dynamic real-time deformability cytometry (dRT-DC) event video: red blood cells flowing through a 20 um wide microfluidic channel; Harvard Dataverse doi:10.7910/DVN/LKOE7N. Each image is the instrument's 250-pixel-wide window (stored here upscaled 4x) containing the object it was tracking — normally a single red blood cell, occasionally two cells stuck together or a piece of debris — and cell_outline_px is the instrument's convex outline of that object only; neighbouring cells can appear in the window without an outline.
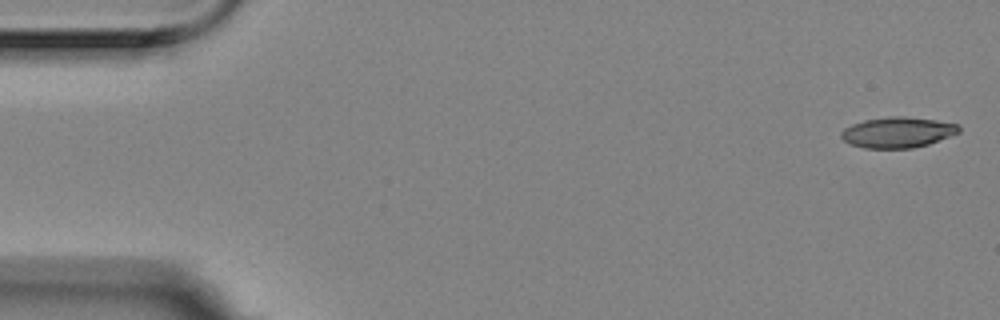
{"species": "Egyptian fruit bat (a non-hibernating species)", "species_latin": "Rousettus aegyptiacus", "temperature_condition": "room temperature", "stored_images_in_passage": 6, "camera_frame_rate_fps": 3000, "um_per_image_px": 0.085, "animal": {"sex": "female"}, "frame": {"image": 1, "passage_image": 1, "time_ms": 0.0, "image_size_px": [1000, 320], "cell_outline_px": [[960, 132], [928, 144], [912, 148], [864, 148], [848, 144], [840, 136], [840, 132], [844, 128], [852, 124], [864, 120], [888, 116], [904, 116], [936, 120], [960, 124]], "centroid_in_image_um": [76.28, 11.24], "position_along_channel_um": 8.7, "area_um2": 21.15}}
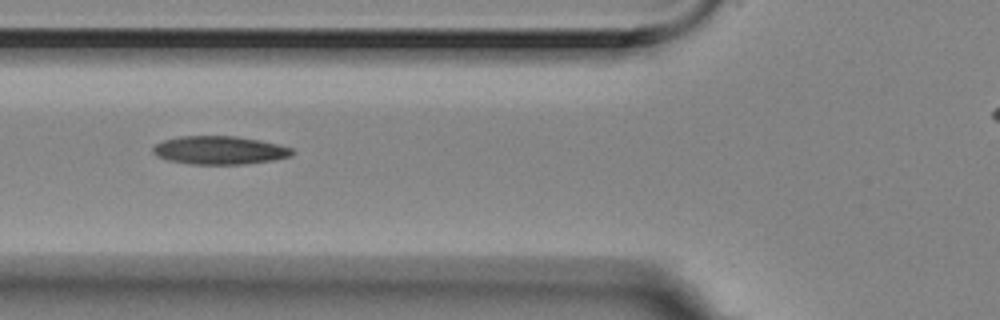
{"frame": {"image": 2, "passage_image": 6, "time_ms": 1.667, "image_size_px": [1000, 320], "cell_outline_px": [[296, 152], [292, 156], [272, 160], [244, 164], [192, 164], [168, 160], [156, 156], [152, 152], [152, 148], [156, 144], [164, 140], [180, 136], [236, 136], [260, 140], [292, 148]], "centroid_in_image_um": [18.66, 12.77], "position_along_channel_um": 107.1, "area_um2": 22.95}}